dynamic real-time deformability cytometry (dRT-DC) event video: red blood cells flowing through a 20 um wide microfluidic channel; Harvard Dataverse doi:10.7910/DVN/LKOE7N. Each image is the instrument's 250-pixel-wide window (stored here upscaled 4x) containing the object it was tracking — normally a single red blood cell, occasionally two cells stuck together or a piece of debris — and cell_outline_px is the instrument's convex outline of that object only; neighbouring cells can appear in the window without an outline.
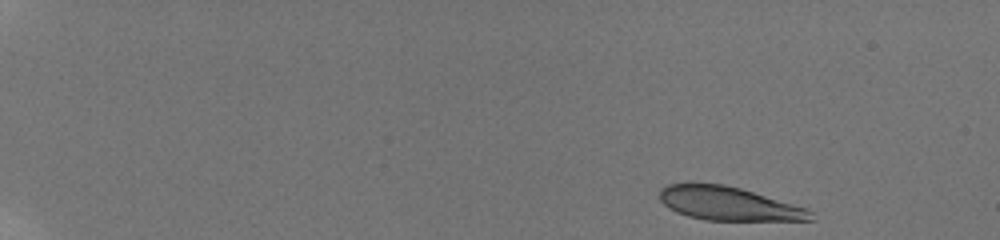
{"species": "human", "species_latin": "Homo sapiens", "temperature_condition": "room temperature", "stored_images_in_passage": 29, "camera_frame_rate_fps": 3000, "um_per_image_px": 0.085, "donor": {"sex": "male"}, "frame": {"image": 1, "passage_image": 1, "time_ms": 0.0, "image_size_px": [1000, 240], "cell_outline_px": [[816, 220], [704, 220], [688, 216], [676, 212], [668, 208], [660, 200], [660, 188], [668, 184], [724, 184], [740, 188], [808, 208], [812, 212]], "centroid_in_image_um": [61.95, 17.32], "position_along_channel_um": 23.1, "area_um2": 29.42}}
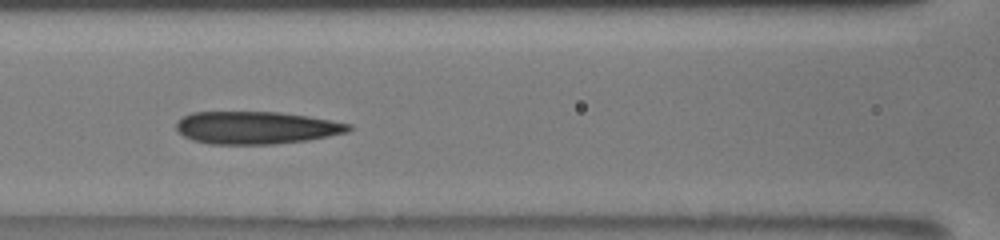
{"frame": {"image": 2, "passage_image": 9, "time_ms": 7.333, "image_size_px": [1000, 240], "cell_outline_px": [[352, 128], [348, 132], [308, 140], [276, 144], [212, 144], [192, 140], [184, 136], [176, 128], [176, 120], [192, 112], [280, 112], [308, 116], [352, 124]], "centroid_in_image_um": [21.78, 10.85], "position_along_channel_um": 144.8, "area_um2": 32.77}}
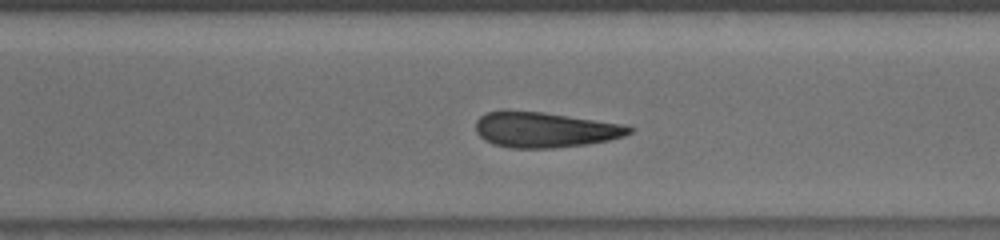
{"frame": {"image": 3, "passage_image": 21, "time_ms": 12.0, "image_size_px": [1000, 240], "cell_outline_px": [[636, 128], [632, 132], [624, 136], [608, 140], [584, 144], [552, 148], [512, 148], [492, 144], [484, 140], [476, 132], [476, 120], [484, 112], [504, 108], [544, 112], [624, 124]], "centroid_in_image_um": [46.25, 10.99], "position_along_channel_um": 324.3, "area_um2": 32.25}}